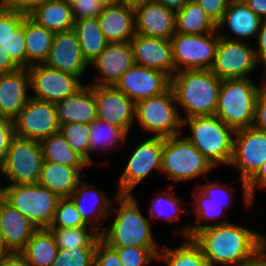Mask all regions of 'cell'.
Here are the masks:
<instances>
[{
  "label": "cell",
  "mask_w": 266,
  "mask_h": 266,
  "mask_svg": "<svg viewBox=\"0 0 266 266\" xmlns=\"http://www.w3.org/2000/svg\"><path fill=\"white\" fill-rule=\"evenodd\" d=\"M242 266H266V256L260 251L252 260L247 261Z\"/></svg>",
  "instance_id": "91938a15"
},
{
  "label": "cell",
  "mask_w": 266,
  "mask_h": 266,
  "mask_svg": "<svg viewBox=\"0 0 266 266\" xmlns=\"http://www.w3.org/2000/svg\"><path fill=\"white\" fill-rule=\"evenodd\" d=\"M59 249L96 248L100 233L93 227L48 228Z\"/></svg>",
  "instance_id": "ab89813d"
},
{
  "label": "cell",
  "mask_w": 266,
  "mask_h": 266,
  "mask_svg": "<svg viewBox=\"0 0 266 266\" xmlns=\"http://www.w3.org/2000/svg\"><path fill=\"white\" fill-rule=\"evenodd\" d=\"M38 229L5 199L0 200V233L11 252H20Z\"/></svg>",
  "instance_id": "f1b7e54d"
},
{
  "label": "cell",
  "mask_w": 266,
  "mask_h": 266,
  "mask_svg": "<svg viewBox=\"0 0 266 266\" xmlns=\"http://www.w3.org/2000/svg\"><path fill=\"white\" fill-rule=\"evenodd\" d=\"M156 1L164 4L166 7H169L177 11L181 9L190 0H156Z\"/></svg>",
  "instance_id": "94428289"
},
{
  "label": "cell",
  "mask_w": 266,
  "mask_h": 266,
  "mask_svg": "<svg viewBox=\"0 0 266 266\" xmlns=\"http://www.w3.org/2000/svg\"><path fill=\"white\" fill-rule=\"evenodd\" d=\"M59 125L91 124L97 119L94 85L85 84L73 95L55 103Z\"/></svg>",
  "instance_id": "83f0119b"
},
{
  "label": "cell",
  "mask_w": 266,
  "mask_h": 266,
  "mask_svg": "<svg viewBox=\"0 0 266 266\" xmlns=\"http://www.w3.org/2000/svg\"><path fill=\"white\" fill-rule=\"evenodd\" d=\"M134 10L136 34L171 39L176 33V10L156 0L147 1Z\"/></svg>",
  "instance_id": "603a6c76"
},
{
  "label": "cell",
  "mask_w": 266,
  "mask_h": 266,
  "mask_svg": "<svg viewBox=\"0 0 266 266\" xmlns=\"http://www.w3.org/2000/svg\"><path fill=\"white\" fill-rule=\"evenodd\" d=\"M205 13L218 24L228 6L230 0H195Z\"/></svg>",
  "instance_id": "f907efd6"
},
{
  "label": "cell",
  "mask_w": 266,
  "mask_h": 266,
  "mask_svg": "<svg viewBox=\"0 0 266 266\" xmlns=\"http://www.w3.org/2000/svg\"><path fill=\"white\" fill-rule=\"evenodd\" d=\"M261 23L262 19L243 0H230L217 32L227 40L254 43Z\"/></svg>",
  "instance_id": "7402d4cb"
},
{
  "label": "cell",
  "mask_w": 266,
  "mask_h": 266,
  "mask_svg": "<svg viewBox=\"0 0 266 266\" xmlns=\"http://www.w3.org/2000/svg\"><path fill=\"white\" fill-rule=\"evenodd\" d=\"M262 20L266 19V0H243Z\"/></svg>",
  "instance_id": "6f0895ef"
},
{
  "label": "cell",
  "mask_w": 266,
  "mask_h": 266,
  "mask_svg": "<svg viewBox=\"0 0 266 266\" xmlns=\"http://www.w3.org/2000/svg\"><path fill=\"white\" fill-rule=\"evenodd\" d=\"M17 69L18 67L11 61L7 52L0 47V74L10 73Z\"/></svg>",
  "instance_id": "680465c9"
},
{
  "label": "cell",
  "mask_w": 266,
  "mask_h": 266,
  "mask_svg": "<svg viewBox=\"0 0 266 266\" xmlns=\"http://www.w3.org/2000/svg\"><path fill=\"white\" fill-rule=\"evenodd\" d=\"M97 119L134 133L136 103L114 86L94 85Z\"/></svg>",
  "instance_id": "d6986e66"
},
{
  "label": "cell",
  "mask_w": 266,
  "mask_h": 266,
  "mask_svg": "<svg viewBox=\"0 0 266 266\" xmlns=\"http://www.w3.org/2000/svg\"><path fill=\"white\" fill-rule=\"evenodd\" d=\"M182 134L217 170L228 167L235 130L216 115L183 119Z\"/></svg>",
  "instance_id": "5b68a950"
},
{
  "label": "cell",
  "mask_w": 266,
  "mask_h": 266,
  "mask_svg": "<svg viewBox=\"0 0 266 266\" xmlns=\"http://www.w3.org/2000/svg\"><path fill=\"white\" fill-rule=\"evenodd\" d=\"M210 70L222 80L256 78L257 76L262 78L263 76L261 75L263 74L261 73L263 69L256 58L254 43L231 41L220 36L214 62ZM258 71L260 75L256 74Z\"/></svg>",
  "instance_id": "8fae6325"
},
{
  "label": "cell",
  "mask_w": 266,
  "mask_h": 266,
  "mask_svg": "<svg viewBox=\"0 0 266 266\" xmlns=\"http://www.w3.org/2000/svg\"><path fill=\"white\" fill-rule=\"evenodd\" d=\"M221 85L222 79L211 70L176 72L171 77V88L182 119L215 115Z\"/></svg>",
  "instance_id": "3957f363"
},
{
  "label": "cell",
  "mask_w": 266,
  "mask_h": 266,
  "mask_svg": "<svg viewBox=\"0 0 266 266\" xmlns=\"http://www.w3.org/2000/svg\"><path fill=\"white\" fill-rule=\"evenodd\" d=\"M55 33L38 25L28 15L24 18L27 68L43 64L48 58Z\"/></svg>",
  "instance_id": "e575fe53"
},
{
  "label": "cell",
  "mask_w": 266,
  "mask_h": 266,
  "mask_svg": "<svg viewBox=\"0 0 266 266\" xmlns=\"http://www.w3.org/2000/svg\"><path fill=\"white\" fill-rule=\"evenodd\" d=\"M214 171L217 169L183 134L164 138L161 175L169 183L165 185L186 183L188 187L192 181L197 186Z\"/></svg>",
  "instance_id": "277c9868"
},
{
  "label": "cell",
  "mask_w": 266,
  "mask_h": 266,
  "mask_svg": "<svg viewBox=\"0 0 266 266\" xmlns=\"http://www.w3.org/2000/svg\"><path fill=\"white\" fill-rule=\"evenodd\" d=\"M31 98L28 68L0 74V115L13 120Z\"/></svg>",
  "instance_id": "484cf974"
},
{
  "label": "cell",
  "mask_w": 266,
  "mask_h": 266,
  "mask_svg": "<svg viewBox=\"0 0 266 266\" xmlns=\"http://www.w3.org/2000/svg\"><path fill=\"white\" fill-rule=\"evenodd\" d=\"M191 189L189 200V215L193 216V222L190 223L189 238H192L198 231L215 225L230 222V214L235 202H217L205 196L196 186ZM231 212V213H230Z\"/></svg>",
  "instance_id": "d4e9b609"
},
{
  "label": "cell",
  "mask_w": 266,
  "mask_h": 266,
  "mask_svg": "<svg viewBox=\"0 0 266 266\" xmlns=\"http://www.w3.org/2000/svg\"><path fill=\"white\" fill-rule=\"evenodd\" d=\"M108 43L130 42L136 34L135 10L124 4L104 5L97 17Z\"/></svg>",
  "instance_id": "f546056e"
},
{
  "label": "cell",
  "mask_w": 266,
  "mask_h": 266,
  "mask_svg": "<svg viewBox=\"0 0 266 266\" xmlns=\"http://www.w3.org/2000/svg\"><path fill=\"white\" fill-rule=\"evenodd\" d=\"M266 162V132L253 126L235 131L228 169L247 182Z\"/></svg>",
  "instance_id": "4fadbf2b"
},
{
  "label": "cell",
  "mask_w": 266,
  "mask_h": 266,
  "mask_svg": "<svg viewBox=\"0 0 266 266\" xmlns=\"http://www.w3.org/2000/svg\"><path fill=\"white\" fill-rule=\"evenodd\" d=\"M4 199L38 228H48L60 197L37 183L6 185Z\"/></svg>",
  "instance_id": "9c48e42d"
},
{
  "label": "cell",
  "mask_w": 266,
  "mask_h": 266,
  "mask_svg": "<svg viewBox=\"0 0 266 266\" xmlns=\"http://www.w3.org/2000/svg\"><path fill=\"white\" fill-rule=\"evenodd\" d=\"M263 89L262 78L223 79L215 115L235 131L251 127L255 103Z\"/></svg>",
  "instance_id": "52a82bcc"
},
{
  "label": "cell",
  "mask_w": 266,
  "mask_h": 266,
  "mask_svg": "<svg viewBox=\"0 0 266 266\" xmlns=\"http://www.w3.org/2000/svg\"><path fill=\"white\" fill-rule=\"evenodd\" d=\"M252 126L266 132V90L263 89L255 103L254 120Z\"/></svg>",
  "instance_id": "f5cc1de1"
},
{
  "label": "cell",
  "mask_w": 266,
  "mask_h": 266,
  "mask_svg": "<svg viewBox=\"0 0 266 266\" xmlns=\"http://www.w3.org/2000/svg\"><path fill=\"white\" fill-rule=\"evenodd\" d=\"M89 132L90 164L94 168L95 166L101 168V166L111 165L109 162L111 158L108 156L114 158L113 156L116 153H121L129 136L123 129L99 119H96L90 124ZM95 154L98 155L97 157L102 154V157L100 156L102 160L103 156H107L108 158H105L107 160L104 162L102 160L99 161L98 158L95 159Z\"/></svg>",
  "instance_id": "4316f807"
},
{
  "label": "cell",
  "mask_w": 266,
  "mask_h": 266,
  "mask_svg": "<svg viewBox=\"0 0 266 266\" xmlns=\"http://www.w3.org/2000/svg\"><path fill=\"white\" fill-rule=\"evenodd\" d=\"M89 130L90 124L83 123H70L60 126V133L72 149L90 163Z\"/></svg>",
  "instance_id": "60d3db41"
},
{
  "label": "cell",
  "mask_w": 266,
  "mask_h": 266,
  "mask_svg": "<svg viewBox=\"0 0 266 266\" xmlns=\"http://www.w3.org/2000/svg\"><path fill=\"white\" fill-rule=\"evenodd\" d=\"M171 86V78L162 71L134 64L114 85L137 103L164 93Z\"/></svg>",
  "instance_id": "44dd1931"
},
{
  "label": "cell",
  "mask_w": 266,
  "mask_h": 266,
  "mask_svg": "<svg viewBox=\"0 0 266 266\" xmlns=\"http://www.w3.org/2000/svg\"><path fill=\"white\" fill-rule=\"evenodd\" d=\"M95 248L58 249L51 266H94Z\"/></svg>",
  "instance_id": "f6af8a7d"
},
{
  "label": "cell",
  "mask_w": 266,
  "mask_h": 266,
  "mask_svg": "<svg viewBox=\"0 0 266 266\" xmlns=\"http://www.w3.org/2000/svg\"><path fill=\"white\" fill-rule=\"evenodd\" d=\"M136 195L118 194L113 200L101 239L112 248H161L163 243L155 237L154 225Z\"/></svg>",
  "instance_id": "7a4b0ae2"
},
{
  "label": "cell",
  "mask_w": 266,
  "mask_h": 266,
  "mask_svg": "<svg viewBox=\"0 0 266 266\" xmlns=\"http://www.w3.org/2000/svg\"><path fill=\"white\" fill-rule=\"evenodd\" d=\"M40 144L46 161L74 167L77 170H89V172L94 168L82 155L72 149L60 132L43 138Z\"/></svg>",
  "instance_id": "836d02e7"
},
{
  "label": "cell",
  "mask_w": 266,
  "mask_h": 266,
  "mask_svg": "<svg viewBox=\"0 0 266 266\" xmlns=\"http://www.w3.org/2000/svg\"><path fill=\"white\" fill-rule=\"evenodd\" d=\"M91 227L82 219L81 214L70 197L60 198L52 224L48 228Z\"/></svg>",
  "instance_id": "b9f144b4"
},
{
  "label": "cell",
  "mask_w": 266,
  "mask_h": 266,
  "mask_svg": "<svg viewBox=\"0 0 266 266\" xmlns=\"http://www.w3.org/2000/svg\"><path fill=\"white\" fill-rule=\"evenodd\" d=\"M28 16L54 33L72 30L74 26L69 0H45L28 13Z\"/></svg>",
  "instance_id": "1f68e13d"
},
{
  "label": "cell",
  "mask_w": 266,
  "mask_h": 266,
  "mask_svg": "<svg viewBox=\"0 0 266 266\" xmlns=\"http://www.w3.org/2000/svg\"><path fill=\"white\" fill-rule=\"evenodd\" d=\"M123 266H151L157 264L161 248L139 246L114 248ZM156 261V262H155Z\"/></svg>",
  "instance_id": "7bdbcfd3"
},
{
  "label": "cell",
  "mask_w": 266,
  "mask_h": 266,
  "mask_svg": "<svg viewBox=\"0 0 266 266\" xmlns=\"http://www.w3.org/2000/svg\"><path fill=\"white\" fill-rule=\"evenodd\" d=\"M15 136L13 120L0 115V164L5 160L11 140Z\"/></svg>",
  "instance_id": "681fc988"
},
{
  "label": "cell",
  "mask_w": 266,
  "mask_h": 266,
  "mask_svg": "<svg viewBox=\"0 0 266 266\" xmlns=\"http://www.w3.org/2000/svg\"><path fill=\"white\" fill-rule=\"evenodd\" d=\"M234 222L204 228L192 237L211 266H242L261 251L263 231Z\"/></svg>",
  "instance_id": "6da1fadb"
},
{
  "label": "cell",
  "mask_w": 266,
  "mask_h": 266,
  "mask_svg": "<svg viewBox=\"0 0 266 266\" xmlns=\"http://www.w3.org/2000/svg\"><path fill=\"white\" fill-rule=\"evenodd\" d=\"M0 47L7 52L11 61L18 68H27V54L25 47L24 36V20L23 22L10 34L8 39Z\"/></svg>",
  "instance_id": "ee69618b"
},
{
  "label": "cell",
  "mask_w": 266,
  "mask_h": 266,
  "mask_svg": "<svg viewBox=\"0 0 266 266\" xmlns=\"http://www.w3.org/2000/svg\"><path fill=\"white\" fill-rule=\"evenodd\" d=\"M233 181V182H232ZM230 182V183H229ZM223 181L220 178H216L213 180H210V178H205L204 181L202 180L196 187L208 198L212 199V201L217 202H235L238 201V197H236L238 191L241 193V203L244 205V211H248L249 208H253L255 205L254 201L249 197L247 188H246V182L239 179L238 180H231V181ZM235 182L239 183V188H235L236 186H233ZM237 198V199H236Z\"/></svg>",
  "instance_id": "f35d334b"
},
{
  "label": "cell",
  "mask_w": 266,
  "mask_h": 266,
  "mask_svg": "<svg viewBox=\"0 0 266 266\" xmlns=\"http://www.w3.org/2000/svg\"><path fill=\"white\" fill-rule=\"evenodd\" d=\"M45 0H1L2 5L7 8L21 11L26 14L30 13L36 6Z\"/></svg>",
  "instance_id": "11a10c76"
},
{
  "label": "cell",
  "mask_w": 266,
  "mask_h": 266,
  "mask_svg": "<svg viewBox=\"0 0 266 266\" xmlns=\"http://www.w3.org/2000/svg\"><path fill=\"white\" fill-rule=\"evenodd\" d=\"M176 188L177 187L170 185H163V187H159V189L156 188L150 195L151 199H146L148 200V208H145V210L147 209L148 213L146 214L154 225L156 221L161 223L160 226L167 223L168 225L174 224V226H176L172 230L173 235L180 236L179 238H187L189 237L190 222L188 223L187 221V223H184L182 226L178 222L183 218L182 216H188L189 207L185 208L184 206L189 205V201L180 198L183 196L177 195L179 193L175 192Z\"/></svg>",
  "instance_id": "ac0fdd59"
},
{
  "label": "cell",
  "mask_w": 266,
  "mask_h": 266,
  "mask_svg": "<svg viewBox=\"0 0 266 266\" xmlns=\"http://www.w3.org/2000/svg\"><path fill=\"white\" fill-rule=\"evenodd\" d=\"M74 21L98 17L104 8L100 0H69Z\"/></svg>",
  "instance_id": "7dc6e473"
},
{
  "label": "cell",
  "mask_w": 266,
  "mask_h": 266,
  "mask_svg": "<svg viewBox=\"0 0 266 266\" xmlns=\"http://www.w3.org/2000/svg\"><path fill=\"white\" fill-rule=\"evenodd\" d=\"M129 137L124 146V149H129L126 150L129 155H125L127 157L126 162L124 161L126 165H122V172L116 178L118 180L114 191L118 194H134L135 189L141 186L140 184H144L148 178H154L152 174L155 177L161 175L164 138L151 136L143 138L140 135L142 138H138V141L135 137L134 144L129 142L131 141L128 140ZM129 145L132 147L127 148Z\"/></svg>",
  "instance_id": "8992f818"
},
{
  "label": "cell",
  "mask_w": 266,
  "mask_h": 266,
  "mask_svg": "<svg viewBox=\"0 0 266 266\" xmlns=\"http://www.w3.org/2000/svg\"><path fill=\"white\" fill-rule=\"evenodd\" d=\"M147 1H150V0H121V4L136 8L137 6L143 5Z\"/></svg>",
  "instance_id": "be15d7a7"
},
{
  "label": "cell",
  "mask_w": 266,
  "mask_h": 266,
  "mask_svg": "<svg viewBox=\"0 0 266 266\" xmlns=\"http://www.w3.org/2000/svg\"><path fill=\"white\" fill-rule=\"evenodd\" d=\"M175 25L179 34L204 35L217 31V24L195 0H190L176 11Z\"/></svg>",
  "instance_id": "d590c367"
},
{
  "label": "cell",
  "mask_w": 266,
  "mask_h": 266,
  "mask_svg": "<svg viewBox=\"0 0 266 266\" xmlns=\"http://www.w3.org/2000/svg\"><path fill=\"white\" fill-rule=\"evenodd\" d=\"M246 188L249 197L255 202L256 195L259 192H266V162L257 170V172L246 182ZM259 191V192H258ZM258 192V193H257Z\"/></svg>",
  "instance_id": "816d5d0a"
},
{
  "label": "cell",
  "mask_w": 266,
  "mask_h": 266,
  "mask_svg": "<svg viewBox=\"0 0 266 266\" xmlns=\"http://www.w3.org/2000/svg\"><path fill=\"white\" fill-rule=\"evenodd\" d=\"M0 266H29L20 252H11L0 260Z\"/></svg>",
  "instance_id": "9f6ffc18"
},
{
  "label": "cell",
  "mask_w": 266,
  "mask_h": 266,
  "mask_svg": "<svg viewBox=\"0 0 266 266\" xmlns=\"http://www.w3.org/2000/svg\"><path fill=\"white\" fill-rule=\"evenodd\" d=\"M175 73L182 70H210L219 42L218 32L191 35L175 33L171 37Z\"/></svg>",
  "instance_id": "7c38bea8"
},
{
  "label": "cell",
  "mask_w": 266,
  "mask_h": 266,
  "mask_svg": "<svg viewBox=\"0 0 266 266\" xmlns=\"http://www.w3.org/2000/svg\"><path fill=\"white\" fill-rule=\"evenodd\" d=\"M130 44L135 64L162 71L170 78L175 74L170 39L135 34Z\"/></svg>",
  "instance_id": "cb8c5ba5"
},
{
  "label": "cell",
  "mask_w": 266,
  "mask_h": 266,
  "mask_svg": "<svg viewBox=\"0 0 266 266\" xmlns=\"http://www.w3.org/2000/svg\"><path fill=\"white\" fill-rule=\"evenodd\" d=\"M11 253V251L9 250V248L6 246L5 241L3 239L2 234L0 233V260L3 257H6L7 255H9Z\"/></svg>",
  "instance_id": "6125c7cd"
},
{
  "label": "cell",
  "mask_w": 266,
  "mask_h": 266,
  "mask_svg": "<svg viewBox=\"0 0 266 266\" xmlns=\"http://www.w3.org/2000/svg\"><path fill=\"white\" fill-rule=\"evenodd\" d=\"M86 170H77L63 164L44 160L39 184L47 187L60 198L70 197Z\"/></svg>",
  "instance_id": "4dcf8cb0"
},
{
  "label": "cell",
  "mask_w": 266,
  "mask_h": 266,
  "mask_svg": "<svg viewBox=\"0 0 266 266\" xmlns=\"http://www.w3.org/2000/svg\"><path fill=\"white\" fill-rule=\"evenodd\" d=\"M263 76H262V83H263V86H264V89L266 90V66L263 68V72H262Z\"/></svg>",
  "instance_id": "a7ac6f4b"
},
{
  "label": "cell",
  "mask_w": 266,
  "mask_h": 266,
  "mask_svg": "<svg viewBox=\"0 0 266 266\" xmlns=\"http://www.w3.org/2000/svg\"><path fill=\"white\" fill-rule=\"evenodd\" d=\"M58 246L48 228H39L20 253L29 266H51L55 262Z\"/></svg>",
  "instance_id": "8d00e7d4"
},
{
  "label": "cell",
  "mask_w": 266,
  "mask_h": 266,
  "mask_svg": "<svg viewBox=\"0 0 266 266\" xmlns=\"http://www.w3.org/2000/svg\"><path fill=\"white\" fill-rule=\"evenodd\" d=\"M44 64L50 68L79 77L85 84L92 72L84 59L75 31L55 33L48 58ZM87 74V75H86Z\"/></svg>",
  "instance_id": "ffe728a7"
},
{
  "label": "cell",
  "mask_w": 266,
  "mask_h": 266,
  "mask_svg": "<svg viewBox=\"0 0 266 266\" xmlns=\"http://www.w3.org/2000/svg\"><path fill=\"white\" fill-rule=\"evenodd\" d=\"M15 135L42 140L60 132L55 103L31 97L13 119Z\"/></svg>",
  "instance_id": "2e32d148"
},
{
  "label": "cell",
  "mask_w": 266,
  "mask_h": 266,
  "mask_svg": "<svg viewBox=\"0 0 266 266\" xmlns=\"http://www.w3.org/2000/svg\"><path fill=\"white\" fill-rule=\"evenodd\" d=\"M134 64L130 42L108 43L99 56L89 64V72L94 71V74L88 76L87 79L90 80L87 84L114 86Z\"/></svg>",
  "instance_id": "9a60e30c"
},
{
  "label": "cell",
  "mask_w": 266,
  "mask_h": 266,
  "mask_svg": "<svg viewBox=\"0 0 266 266\" xmlns=\"http://www.w3.org/2000/svg\"><path fill=\"white\" fill-rule=\"evenodd\" d=\"M261 251L266 256V232L263 231L262 237H261Z\"/></svg>",
  "instance_id": "03108f58"
},
{
  "label": "cell",
  "mask_w": 266,
  "mask_h": 266,
  "mask_svg": "<svg viewBox=\"0 0 266 266\" xmlns=\"http://www.w3.org/2000/svg\"><path fill=\"white\" fill-rule=\"evenodd\" d=\"M94 266H123L117 251L104 242L98 240L94 254Z\"/></svg>",
  "instance_id": "c3c4849f"
},
{
  "label": "cell",
  "mask_w": 266,
  "mask_h": 266,
  "mask_svg": "<svg viewBox=\"0 0 266 266\" xmlns=\"http://www.w3.org/2000/svg\"><path fill=\"white\" fill-rule=\"evenodd\" d=\"M28 71L31 97L47 102L61 101L85 85L79 77L50 68L44 63L31 65Z\"/></svg>",
  "instance_id": "5bb4252c"
},
{
  "label": "cell",
  "mask_w": 266,
  "mask_h": 266,
  "mask_svg": "<svg viewBox=\"0 0 266 266\" xmlns=\"http://www.w3.org/2000/svg\"><path fill=\"white\" fill-rule=\"evenodd\" d=\"M28 14L0 5V46L10 34L23 22Z\"/></svg>",
  "instance_id": "bcb514c9"
},
{
  "label": "cell",
  "mask_w": 266,
  "mask_h": 266,
  "mask_svg": "<svg viewBox=\"0 0 266 266\" xmlns=\"http://www.w3.org/2000/svg\"><path fill=\"white\" fill-rule=\"evenodd\" d=\"M98 187L99 185L95 182H89L85 175L70 198L76 205L83 221L101 234L110 215L113 200L118 193L114 192L113 196H109L106 188L104 190Z\"/></svg>",
  "instance_id": "e0dca14e"
},
{
  "label": "cell",
  "mask_w": 266,
  "mask_h": 266,
  "mask_svg": "<svg viewBox=\"0 0 266 266\" xmlns=\"http://www.w3.org/2000/svg\"><path fill=\"white\" fill-rule=\"evenodd\" d=\"M104 5H116L120 4L121 0H100Z\"/></svg>",
  "instance_id": "003e7915"
},
{
  "label": "cell",
  "mask_w": 266,
  "mask_h": 266,
  "mask_svg": "<svg viewBox=\"0 0 266 266\" xmlns=\"http://www.w3.org/2000/svg\"><path fill=\"white\" fill-rule=\"evenodd\" d=\"M5 186L6 184H5V179H4V173H3L2 165L0 164V200L4 199L5 197Z\"/></svg>",
  "instance_id": "e7e4bbea"
},
{
  "label": "cell",
  "mask_w": 266,
  "mask_h": 266,
  "mask_svg": "<svg viewBox=\"0 0 266 266\" xmlns=\"http://www.w3.org/2000/svg\"><path fill=\"white\" fill-rule=\"evenodd\" d=\"M44 162L39 140L15 135L1 163L6 185L37 184Z\"/></svg>",
  "instance_id": "30bf717a"
},
{
  "label": "cell",
  "mask_w": 266,
  "mask_h": 266,
  "mask_svg": "<svg viewBox=\"0 0 266 266\" xmlns=\"http://www.w3.org/2000/svg\"><path fill=\"white\" fill-rule=\"evenodd\" d=\"M75 31L84 59L90 64L104 50L108 42L97 17L74 21Z\"/></svg>",
  "instance_id": "74e56055"
},
{
  "label": "cell",
  "mask_w": 266,
  "mask_h": 266,
  "mask_svg": "<svg viewBox=\"0 0 266 266\" xmlns=\"http://www.w3.org/2000/svg\"><path fill=\"white\" fill-rule=\"evenodd\" d=\"M183 119L171 86L162 94L136 103L135 128L144 137H172L182 134ZM137 126V127H135Z\"/></svg>",
  "instance_id": "ba28073f"
},
{
  "label": "cell",
  "mask_w": 266,
  "mask_h": 266,
  "mask_svg": "<svg viewBox=\"0 0 266 266\" xmlns=\"http://www.w3.org/2000/svg\"><path fill=\"white\" fill-rule=\"evenodd\" d=\"M178 244L163 243L158 253V263L163 266H211L199 245L192 238H179ZM165 244V245H164Z\"/></svg>",
  "instance_id": "d6a6232c"
},
{
  "label": "cell",
  "mask_w": 266,
  "mask_h": 266,
  "mask_svg": "<svg viewBox=\"0 0 266 266\" xmlns=\"http://www.w3.org/2000/svg\"><path fill=\"white\" fill-rule=\"evenodd\" d=\"M255 54L262 69L266 66V19L262 20L254 42Z\"/></svg>",
  "instance_id": "db71d44e"
}]
</instances>
